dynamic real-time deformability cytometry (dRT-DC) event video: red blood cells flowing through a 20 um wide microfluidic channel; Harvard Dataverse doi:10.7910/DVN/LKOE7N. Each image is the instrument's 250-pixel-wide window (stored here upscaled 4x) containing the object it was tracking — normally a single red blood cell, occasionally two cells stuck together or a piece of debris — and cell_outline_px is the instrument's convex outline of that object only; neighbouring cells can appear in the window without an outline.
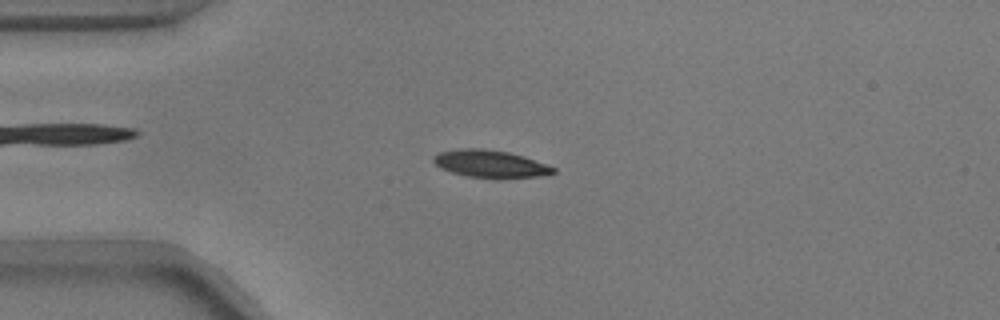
{"species": "common noctule bat (a hibernating species)", "species_latin": "Nyctalus noctula", "temperature_condition": "warm", "stored_images_in_passage": 54, "camera_frame_rate_fps": 3000, "um_per_image_px": 0.085, "animal": {"sex": "male", "body_mass_g": 17.9}, "frame": {"image": 1, "passage_image": 13, "time_ms": 4.0, "image_size_px": [1000, 320], "cell_outline_px": [[556, 172], [536, 176], [468, 176], [452, 172], [440, 168], [432, 160], [432, 156], [440, 152], [460, 148], [484, 148], [508, 152], [524, 156], [556, 168]], "centroid_in_image_um": [41.61, 13.88], "position_along_channel_um": 43.4, "area_um2": 18.44}}
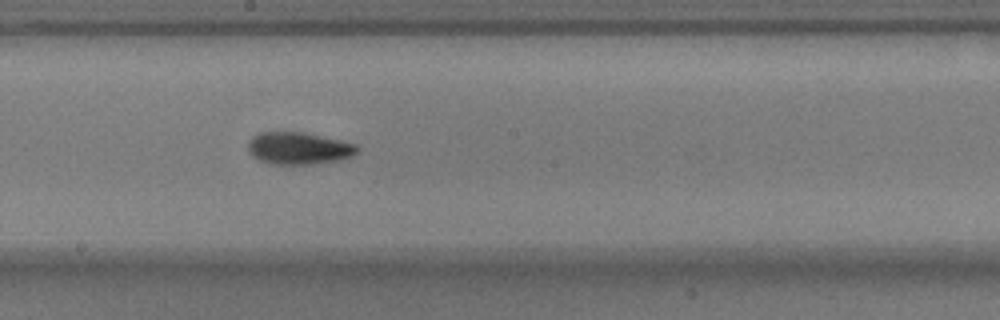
{"frame": {"image": 2, "passage_image": 29, "time_ms": 9.333, "image_size_px": [1000, 320], "cell_outline_px": [[360, 148], [352, 156], [340, 160], [316, 164], [272, 164], [260, 160], [252, 156], [248, 152], [248, 140], [252, 136], [260, 132], [304, 132], [340, 140], [356, 144]], "centroid_in_image_um": [25.38, 12.6], "position_along_channel_um": 222.8, "area_um2": 20.63}}
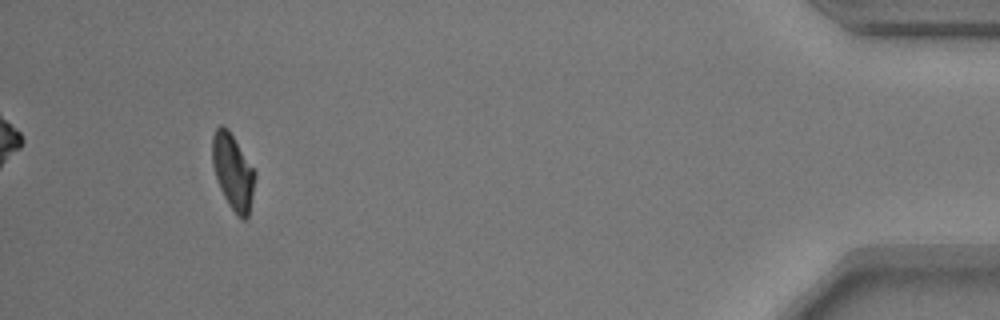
{"frame": {"image": 3, "passage_image": 50, "time_ms": 16.333, "image_size_px": [1000, 320], "cell_outline_px": [[256, 176], [248, 216], [244, 220], [240, 220], [228, 204], [220, 188], [212, 164], [212, 136], [216, 128], [220, 124], [228, 128], [256, 172]], "centroid_in_image_um": [19.8, 14.59], "position_along_channel_um": 415.4, "area_um2": 18.79}, "authors_computed_cell_mechanics": {"area_um2": 19.3052, "velocity_mm_per_s": 3.728, "shape_relaxation_time_tau1_ms": 4.1561, "shape_relaxation_time_tau2_ms": 3.468, "deformation_change_tau1": 0.146, "deformation_change_tau2": 0.0901}}